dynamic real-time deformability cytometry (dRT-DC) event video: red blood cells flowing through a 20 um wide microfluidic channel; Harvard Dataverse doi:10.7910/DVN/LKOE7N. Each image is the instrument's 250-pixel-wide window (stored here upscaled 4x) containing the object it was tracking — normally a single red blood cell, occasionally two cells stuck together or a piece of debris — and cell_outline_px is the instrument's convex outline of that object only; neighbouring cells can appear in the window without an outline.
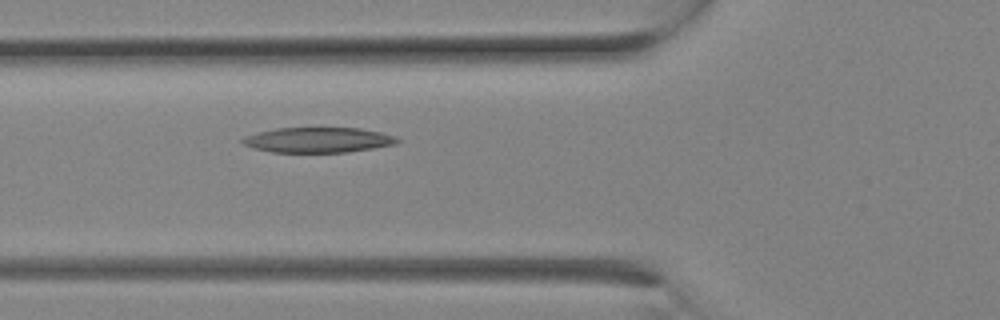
{"species": "Egyptian fruit bat (a non-hibernating species)", "species_latin": "Rousettus aegyptiacus", "temperature_condition": "room temperature", "stored_images_in_passage": 4, "camera_frame_rate_fps": 3000, "um_per_image_px": 0.085, "animal": {"sex": "female"}, "frame": {"image": 1, "passage_image": 4, "time_ms": 1.0, "image_size_px": [1000, 320], "cell_outline_px": [[400, 140], [396, 144], [348, 152], [272, 152], [256, 148], [244, 144], [240, 140], [244, 136], [276, 128], [360, 128], [380, 132], [392, 136]], "centroid_in_image_um": [27.03, 11.89], "position_along_channel_um": 98.8, "area_um2": 22.43}}